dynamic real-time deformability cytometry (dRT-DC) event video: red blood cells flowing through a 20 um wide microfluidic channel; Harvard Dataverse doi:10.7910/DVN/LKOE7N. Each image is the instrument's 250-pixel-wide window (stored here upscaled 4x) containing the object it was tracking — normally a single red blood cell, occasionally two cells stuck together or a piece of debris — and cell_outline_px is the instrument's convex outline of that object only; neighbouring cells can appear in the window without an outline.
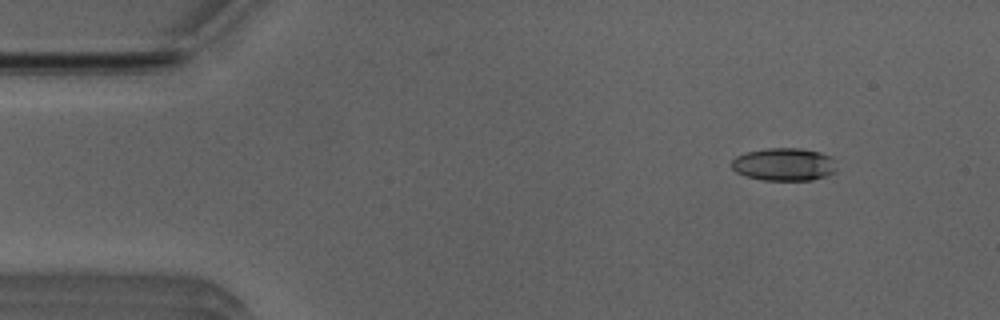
{"species": "Egyptian fruit bat (a non-hibernating species)", "species_latin": "Rousettus aegyptiacus", "temperature_condition": "room temperature", "stored_images_in_passage": 52, "camera_frame_rate_fps": 3000, "um_per_image_px": 0.085, "animal": {"sex": "male"}, "frame": {"image": 1, "passage_image": 6, "time_ms": 1.667, "image_size_px": [1000, 320], "cell_outline_px": [[836, 172], [812, 180], [764, 180], [748, 176], [736, 172], [732, 168], [732, 160], [736, 156], [748, 152], [768, 148], [800, 148], [820, 152], [832, 156], [836, 168]], "centroid_in_image_um": [66.67, 13.97], "position_along_channel_um": 18.3, "area_um2": 20.0}}
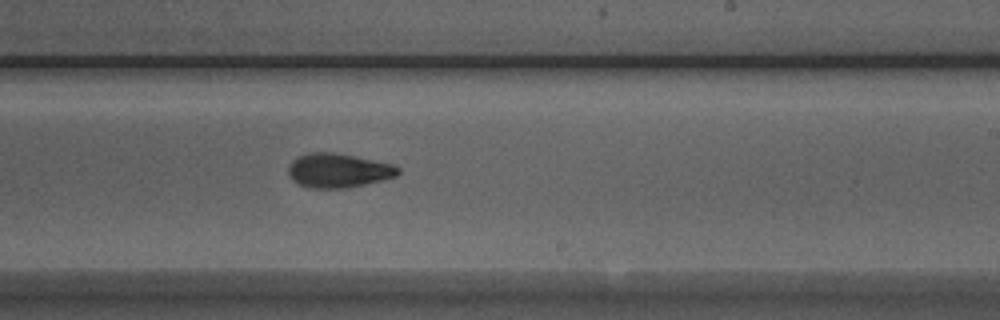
{"frame": {"image": 2, "passage_image": 31, "time_ms": 10.0, "image_size_px": [1000, 320], "cell_outline_px": [[400, 172], [396, 176], [348, 188], [308, 188], [292, 180], [288, 176], [288, 168], [292, 160], [300, 156], [312, 152], [332, 152], [392, 164], [400, 168]], "centroid_in_image_um": [28.72, 14.5], "position_along_channel_um": 260.3, "area_um2": 21.62}}
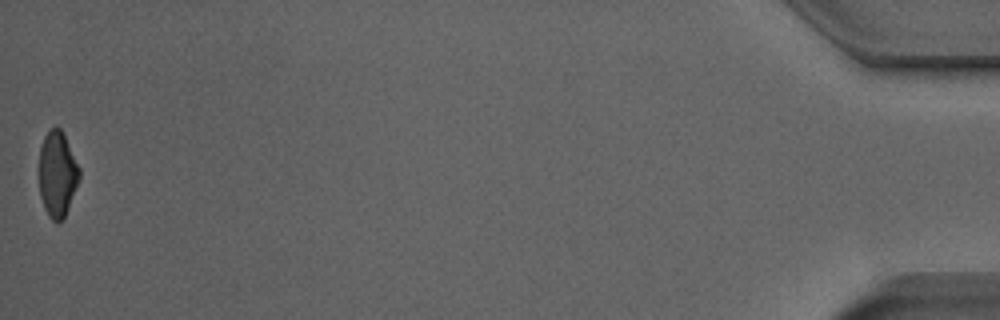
{"frame": {"image": 3, "passage_image": 52, "time_ms": 17.0, "image_size_px": [1000, 320], "cell_outline_px": [[80, 180], [64, 220], [56, 224], [48, 216], [44, 208], [40, 196], [40, 148], [44, 136], [52, 128], [60, 128], [64, 132], [80, 168]], "centroid_in_image_um": [4.91, 14.84], "position_along_channel_um": 430.3, "area_um2": 20.4}, "authors_computed_cell_mechanics": {"area_um2": 21.386, "velocity_mm_per_s": 3.9314, "shape_relaxation_time_tau1_ms": 3.8627, "shape_relaxation_time_tau2_ms": 3.3388, "deformation_change_tau1": 0.1621, "deformation_change_tau2": 0.0878}}